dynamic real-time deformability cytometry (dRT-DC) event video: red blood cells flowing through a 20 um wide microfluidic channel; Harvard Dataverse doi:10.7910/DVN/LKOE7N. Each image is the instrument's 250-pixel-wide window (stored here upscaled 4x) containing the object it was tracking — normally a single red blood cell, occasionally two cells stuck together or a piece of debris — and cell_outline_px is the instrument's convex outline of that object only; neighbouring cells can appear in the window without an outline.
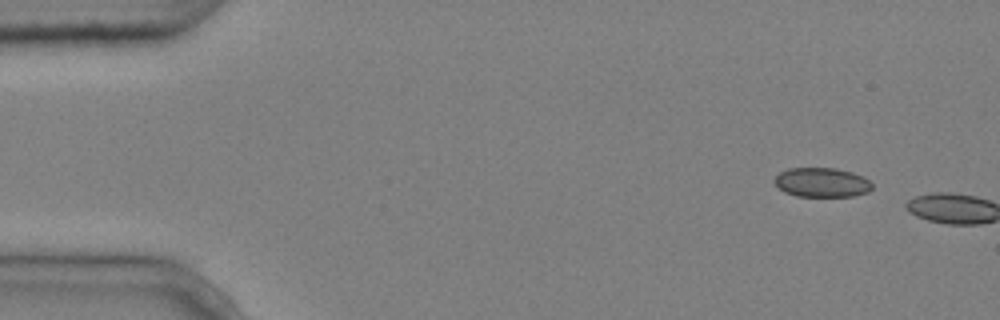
{"species": "common noctule bat (a hibernating species)", "species_latin": "Nyctalus noctula", "temperature_condition": "cold", "stored_images_in_passage": 2, "camera_frame_rate_fps": 3000, "um_per_image_px": 0.085, "animal": {"sex": "male", "body_mass_g": 20.4}, "frame": {"image": 1, "passage_image": 1, "time_ms": 0.0, "image_size_px": [1000, 320], "cell_outline_px": [[872, 188], [868, 192], [852, 196], [796, 196], [784, 192], [772, 180], [780, 172], [788, 168], [836, 168], [852, 172], [868, 180], [872, 184]], "centroid_in_image_um": [69.83, 15.5], "position_along_channel_um": 15.2, "area_um2": 16.65}}